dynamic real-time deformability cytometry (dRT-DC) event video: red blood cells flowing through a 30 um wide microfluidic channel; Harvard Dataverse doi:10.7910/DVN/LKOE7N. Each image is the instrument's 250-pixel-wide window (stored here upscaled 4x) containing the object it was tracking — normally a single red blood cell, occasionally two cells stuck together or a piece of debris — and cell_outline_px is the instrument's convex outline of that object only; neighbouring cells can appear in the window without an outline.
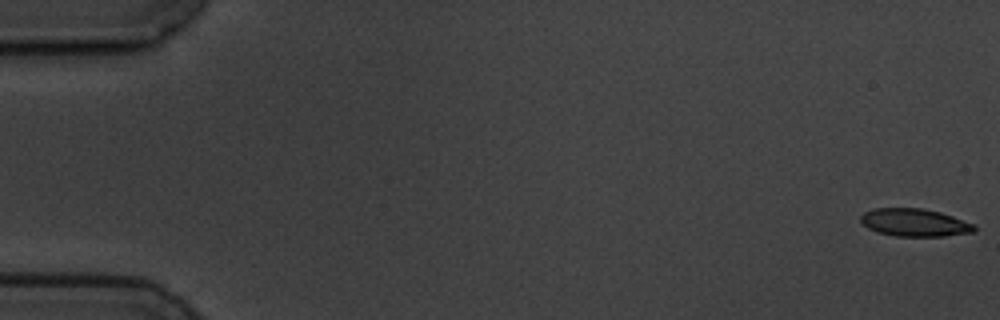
{"species": "common noctule bat (a hibernating species)", "species_latin": "Nyctalus noctula", "temperature_condition": "cold", "stored_images_in_passage": 6, "camera_frame_rate_fps": 3000, "um_per_image_px": 0.085, "animal": {"sex": "male", "body_mass_g": 19.5, "forearm_length_mm": 54.6}, "frame": {"image": 1, "passage_image": 1, "time_ms": 0.0, "image_size_px": [1000, 320], "cell_outline_px": [[976, 232], [944, 236], [896, 236], [876, 232], [868, 228], [860, 220], [860, 216], [864, 212], [872, 208], [920, 208], [940, 212], [976, 224]], "centroid_in_image_um": [77.75, 18.92], "position_along_channel_um": 7.2, "area_um2": 18.5}}
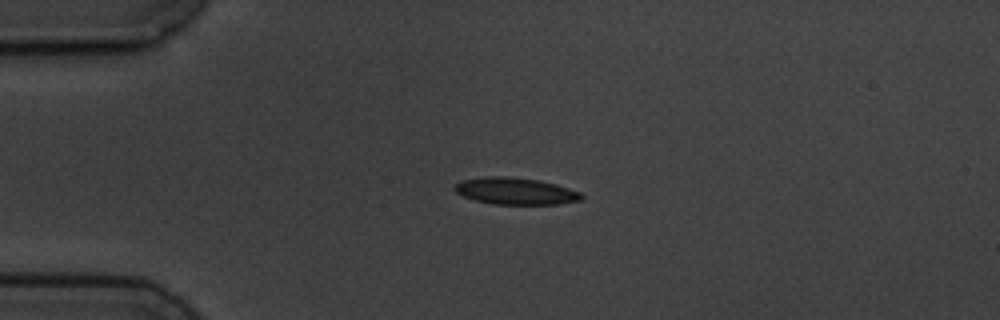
{"frame": {"image": 2, "passage_image": 4, "time_ms": 4.333, "image_size_px": [1000, 320], "cell_outline_px": [[584, 196], [580, 200], [560, 204], [492, 204], [476, 200], [464, 196], [456, 192], [452, 188], [456, 184], [464, 180], [484, 176], [508, 176], [540, 180], [556, 184], [580, 192]], "centroid_in_image_um": [43.82, 16.24], "position_along_channel_um": 41.2, "area_um2": 19.83}}
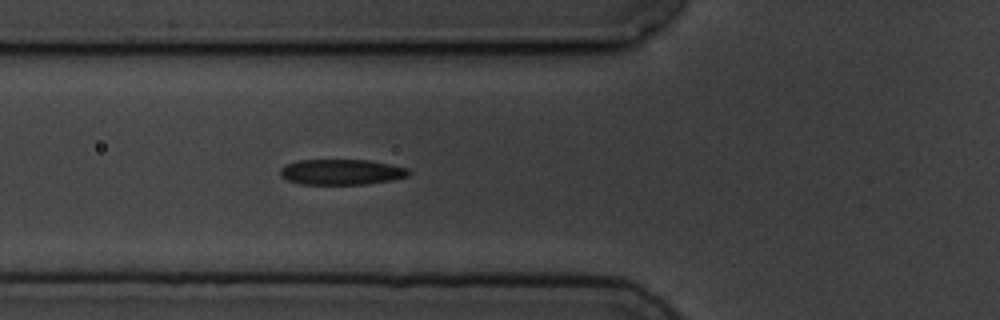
{"frame": {"image": 3, "passage_image": 6, "time_ms": 6.667, "image_size_px": [1000, 320], "cell_outline_px": [[412, 172], [408, 176], [368, 184], [300, 184], [288, 180], [280, 176], [280, 168], [284, 164], [300, 160], [368, 160], [392, 164], [408, 168]], "centroid_in_image_um": [29.01, 14.61], "position_along_channel_um": 96.8, "area_um2": 19.19}}